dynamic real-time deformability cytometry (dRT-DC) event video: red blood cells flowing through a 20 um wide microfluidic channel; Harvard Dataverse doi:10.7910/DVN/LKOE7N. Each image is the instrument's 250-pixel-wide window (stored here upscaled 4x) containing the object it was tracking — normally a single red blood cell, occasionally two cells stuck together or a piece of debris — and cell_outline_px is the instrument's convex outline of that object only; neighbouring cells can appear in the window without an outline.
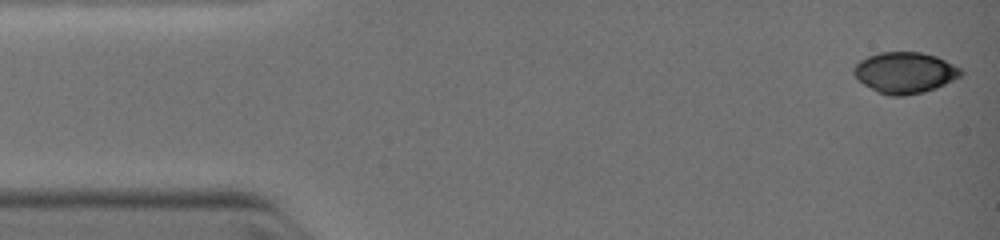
{"species": "common noctule bat (a hibernating species)", "species_latin": "Nyctalus noctula", "temperature_condition": "warm", "stored_images_in_passage": 10, "camera_frame_rate_fps": 3000, "um_per_image_px": 0.085, "animal": {"sex": "female", "body_mass_g": 19.0, "forearm_length_mm": 51.5}, "frame": {"image": 1, "passage_image": 1, "time_ms": 0.0, "image_size_px": [1000, 240], "cell_outline_px": [[964, 72], [960, 76], [936, 88], [924, 92], [904, 96], [888, 96], [876, 92], [864, 84], [852, 72], [852, 68], [860, 60], [868, 56], [880, 52], [920, 52], [936, 56], [960, 68]], "centroid_in_image_um": [76.89, 6.18], "position_along_channel_um": 8.1, "area_um2": 25.61}}
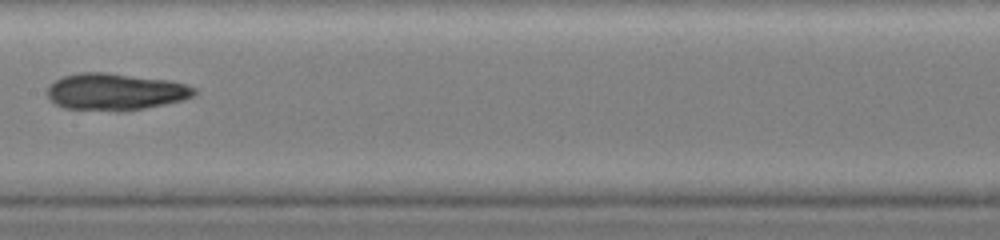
{"frame": {"image": 2, "passage_image": 7, "time_ms": 6.0, "image_size_px": [1000, 240], "cell_outline_px": [[196, 92], [192, 96], [180, 100], [164, 104], [144, 108], [64, 108], [56, 104], [48, 96], [48, 84], [64, 76], [80, 72], [104, 72], [172, 80], [196, 88]], "centroid_in_image_um": [9.81, 7.74], "position_along_channel_um": 197.6, "area_um2": 30.46}}
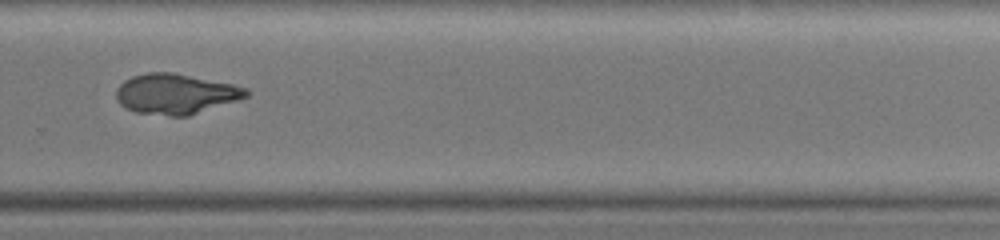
{"frame": {"image": 3, "passage_image": 10, "time_ms": 8.333, "image_size_px": [1000, 240], "cell_outline_px": [[252, 92], [248, 96], [188, 116], [168, 116], [136, 112], [124, 108], [120, 104], [116, 96], [116, 88], [124, 80], [132, 76], [148, 72], [172, 72], [232, 84], [248, 88]], "centroid_in_image_um": [14.91, 7.98], "position_along_channel_um": 314.9, "area_um2": 30.52}}